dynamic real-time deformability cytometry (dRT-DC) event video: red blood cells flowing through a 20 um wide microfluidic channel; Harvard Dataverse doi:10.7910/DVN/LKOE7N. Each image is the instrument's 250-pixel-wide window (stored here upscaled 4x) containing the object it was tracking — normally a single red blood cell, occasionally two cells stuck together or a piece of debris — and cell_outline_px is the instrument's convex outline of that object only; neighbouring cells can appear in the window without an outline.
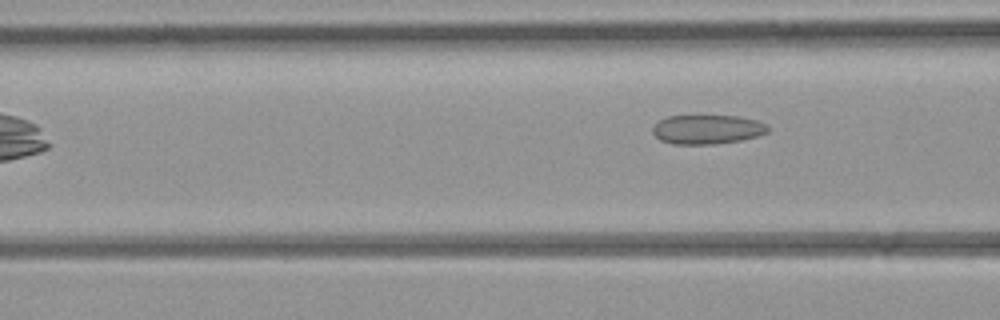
{"species": "common noctule bat (a hibernating species)", "species_latin": "Nyctalus noctula", "temperature_condition": "room temperature", "stored_images_in_passage": 10, "camera_frame_rate_fps": 3000, "um_per_image_px": 0.085, "animal": {"sex": "female", "body_mass_g": 21.9}, "frame": {"image": 1, "passage_image": 7, "time_ms": 7.0, "image_size_px": [1000, 320], "cell_outline_px": [[772, 128], [768, 132], [756, 136], [740, 140], [716, 144], [672, 144], [660, 140], [652, 132], [652, 128], [660, 120], [668, 116], [736, 116], [756, 120], [768, 124]], "centroid_in_image_um": [60.14, 11.0], "position_along_channel_um": 106.5, "area_um2": 19.65}}
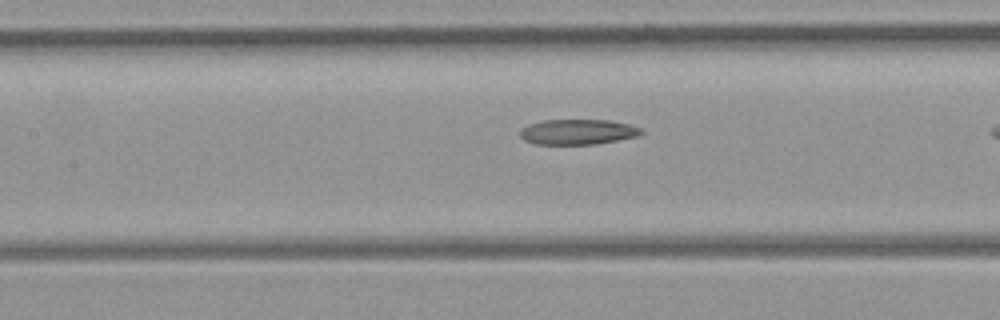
{"frame": {"image": 2, "passage_image": 10, "time_ms": 11.333, "image_size_px": [1000, 320], "cell_outline_px": [[644, 132], [640, 136], [596, 144], [532, 144], [524, 140], [520, 136], [520, 128], [528, 124], [544, 120], [608, 120], [628, 124], [640, 128]], "centroid_in_image_um": [49.09, 11.21], "position_along_channel_um": 158.3, "area_um2": 17.98}}